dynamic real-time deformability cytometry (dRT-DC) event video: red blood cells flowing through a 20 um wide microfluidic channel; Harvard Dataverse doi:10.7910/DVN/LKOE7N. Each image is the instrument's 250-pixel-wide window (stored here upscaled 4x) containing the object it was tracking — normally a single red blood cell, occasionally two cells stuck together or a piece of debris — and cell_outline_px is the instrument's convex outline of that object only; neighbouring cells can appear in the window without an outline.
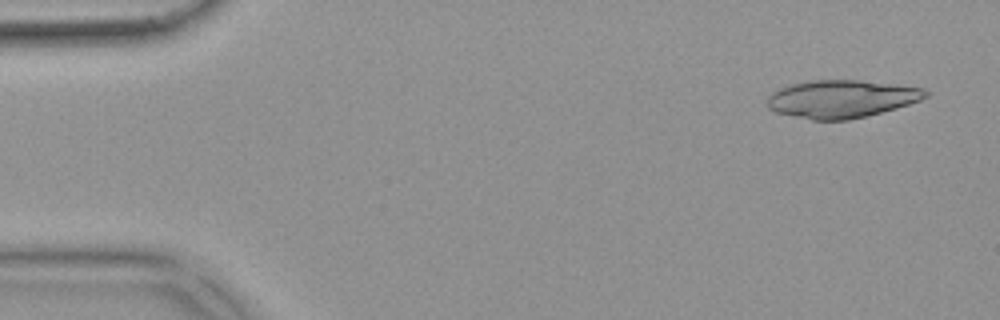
{"species": "common noctule bat (a hibernating species)", "species_latin": "Nyctalus noctula", "temperature_condition": "warm", "stored_images_in_passage": 12, "camera_frame_rate_fps": 3000, "um_per_image_px": 0.085, "animal": {"sex": "female", "body_mass_g": 18.4}, "frame": {"image": 1, "passage_image": 3, "time_ms": 0.667, "image_size_px": [1000, 320], "cell_outline_px": [[928, 96], [920, 100], [896, 108], [848, 120], [812, 120], [776, 112], [768, 108], [768, 96], [772, 92], [780, 88], [792, 84], [812, 80], [860, 80], [924, 88], [928, 92]], "centroid_in_image_um": [71.52, 8.4], "position_along_channel_um": 13.5, "area_um2": 34.56}}